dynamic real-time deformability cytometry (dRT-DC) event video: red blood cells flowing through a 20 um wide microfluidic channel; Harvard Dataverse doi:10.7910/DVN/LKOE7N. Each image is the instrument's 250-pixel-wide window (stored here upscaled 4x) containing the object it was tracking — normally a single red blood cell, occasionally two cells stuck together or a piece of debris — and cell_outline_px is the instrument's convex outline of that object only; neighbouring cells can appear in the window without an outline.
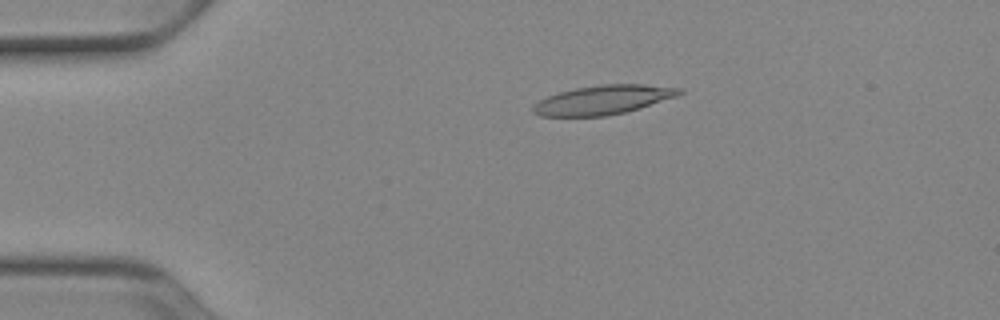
{"species": "Egyptian fruit bat (a non-hibernating species)", "species_latin": "Rousettus aegyptiacus", "temperature_condition": "cold", "stored_images_in_passage": 52, "camera_frame_rate_fps": 3000, "um_per_image_px": 0.085, "animal": {"sex": "female"}, "frame": {"image": 1, "passage_image": 11, "time_ms": 3.333, "image_size_px": [1000, 320], "cell_outline_px": [[684, 92], [676, 96], [640, 108], [624, 112], [604, 116], [540, 116], [532, 112], [532, 108], [540, 100], [548, 96], [560, 92], [576, 88], [600, 84], [644, 84], [684, 88]], "centroid_in_image_um": [51.3, 8.48], "position_along_channel_um": 33.7, "area_um2": 24.68}}
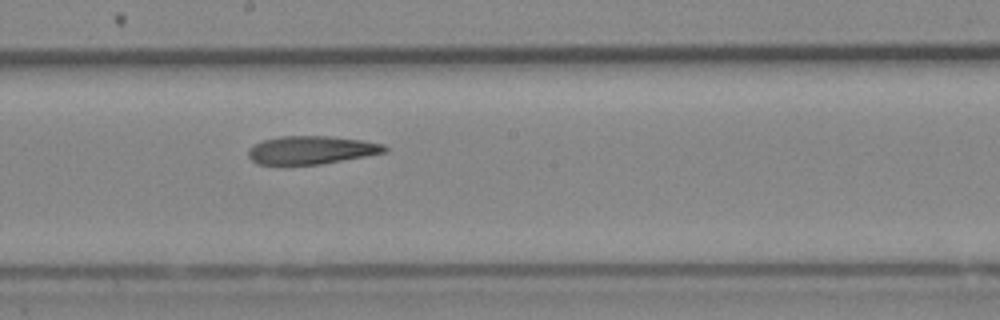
{"frame": {"image": 2, "passage_image": 29, "time_ms": 9.333, "image_size_px": [1000, 320], "cell_outline_px": [[388, 152], [320, 164], [256, 164], [248, 156], [248, 148], [264, 140], [280, 136], [328, 136], [360, 140], [384, 144], [388, 148]], "centroid_in_image_um": [26.47, 12.75], "position_along_channel_um": 221.7, "area_um2": 22.2}}
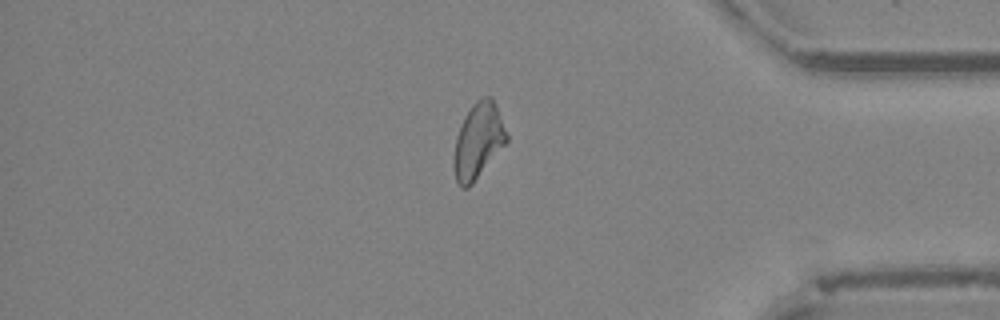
{"frame": {"image": 3, "passage_image": 44, "time_ms": 14.333, "image_size_px": [1000, 320], "cell_outline_px": [[508, 140], [472, 184], [468, 188], [460, 188], [456, 180], [452, 168], [452, 160], [456, 136], [460, 124], [464, 116], [472, 104], [476, 100], [484, 96], [492, 96], [496, 104], [508, 132]], "centroid_in_image_um": [40.62, 11.96], "position_along_channel_um": 394.6, "area_um2": 23.58}, "authors_computed_cell_mechanics": {"area_um2": 23.698, "velocity_mm_per_s": 3.9326, "shape_relaxation_time_tau1_ms": null, "shape_relaxation_time_tau2_ms": 3.6579, "deformation_change_tau1": null, "deformation_change_tau2": 0.1364}}